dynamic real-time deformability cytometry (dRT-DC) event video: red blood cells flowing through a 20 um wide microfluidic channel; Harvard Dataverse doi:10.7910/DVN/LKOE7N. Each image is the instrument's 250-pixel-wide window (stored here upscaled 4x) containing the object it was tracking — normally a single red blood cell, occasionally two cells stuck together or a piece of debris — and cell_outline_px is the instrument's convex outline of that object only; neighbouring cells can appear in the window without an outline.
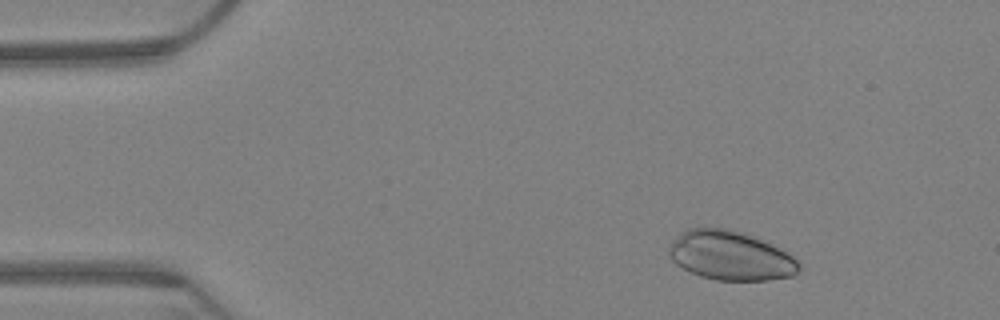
{"species": "Egyptian fruit bat (a non-hibernating species)", "species_latin": "Rousettus aegyptiacus", "temperature_condition": "warm", "stored_images_in_passage": 52, "camera_frame_rate_fps": 3000, "um_per_image_px": 0.085, "animal": {"sex": "female"}, "frame": {"image": 1, "passage_image": 6, "time_ms": 1.667, "image_size_px": [1000, 320], "cell_outline_px": [[800, 268], [792, 276], [768, 280], [716, 280], [700, 276], [676, 264], [672, 260], [668, 252], [668, 248], [672, 240], [688, 228], [728, 228], [744, 232], [792, 256], [800, 264]], "centroid_in_image_um": [62.05, 21.73], "position_along_channel_um": 23.0, "area_um2": 36.82}}
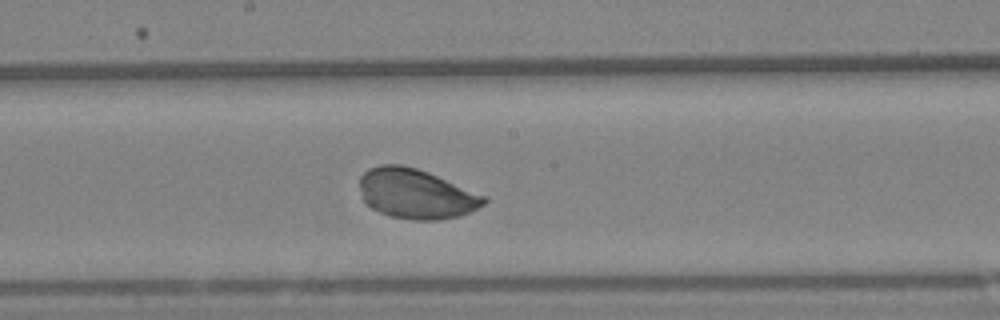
{"frame": {"image": 2, "passage_image": 32, "time_ms": 10.333, "image_size_px": [1000, 320], "cell_outline_px": [[488, 200], [484, 204], [460, 216], [436, 220], [412, 220], [388, 216], [372, 208], [364, 200], [360, 188], [360, 176], [368, 168], [380, 164], [400, 164], [416, 168], [428, 172], [484, 196]], "centroid_in_image_um": [35.32, 16.47], "position_along_channel_um": 212.9, "area_um2": 35.78}}
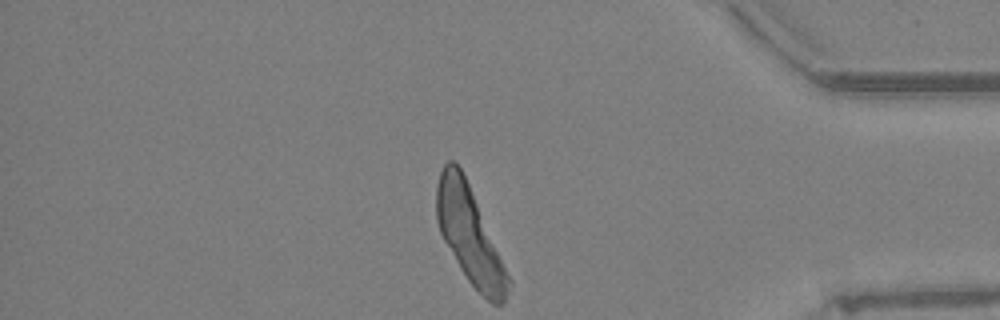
{"frame": {"image": 3, "passage_image": 52, "time_ms": 17.0, "image_size_px": [1000, 320], "cell_outline_px": [[512, 284], [504, 304], [492, 304], [468, 280], [460, 268], [444, 240], [440, 232], [436, 220], [436, 184], [440, 172], [444, 164], [448, 160], [452, 160], [460, 168], [468, 184], [512, 280]], "centroid_in_image_um": [39.93, 20.02], "position_along_channel_um": 395.3, "area_um2": 39.82}}